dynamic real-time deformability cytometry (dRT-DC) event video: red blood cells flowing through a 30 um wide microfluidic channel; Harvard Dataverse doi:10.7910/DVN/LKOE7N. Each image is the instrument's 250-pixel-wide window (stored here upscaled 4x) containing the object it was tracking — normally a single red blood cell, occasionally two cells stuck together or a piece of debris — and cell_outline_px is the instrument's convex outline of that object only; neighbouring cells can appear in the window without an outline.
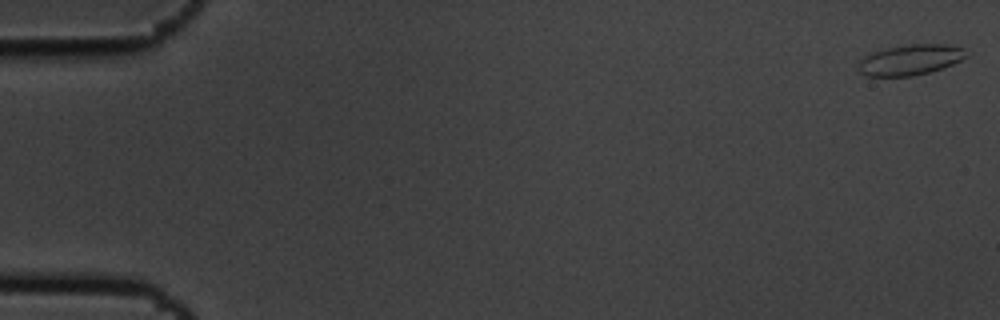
{"species": "common noctule bat (a hibernating species)", "species_latin": "Nyctalus noctula", "temperature_condition": "cold", "stored_images_in_passage": 7, "camera_frame_rate_fps": 3000, "um_per_image_px": 0.085, "animal": {"sex": "male", "body_mass_g": 19.5, "forearm_length_mm": 54.6}, "frame": {"image": 1, "passage_image": 1, "time_ms": 0.0, "image_size_px": [1000, 320], "cell_outline_px": [[968, 56], [952, 64], [928, 72], [912, 76], [868, 76], [860, 72], [856, 68], [856, 64], [860, 60], [872, 52], [888, 48], [912, 44], [944, 44], [964, 48]], "centroid_in_image_um": [77.34, 5.09], "position_along_channel_um": 7.7, "area_um2": 19.02}}
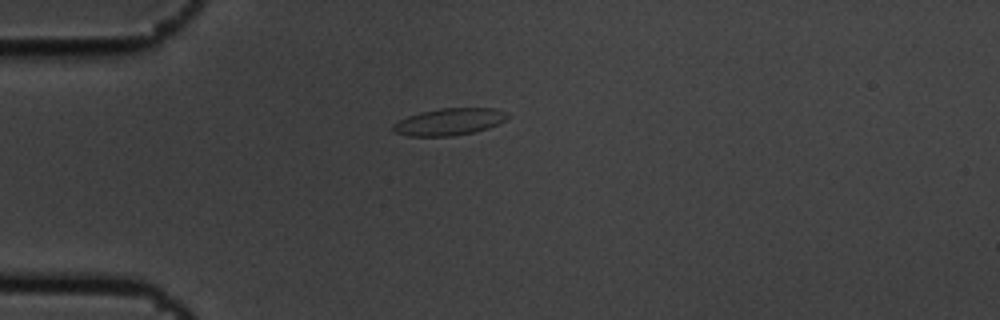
{"frame": {"image": 2, "passage_image": 5, "time_ms": 1.333, "image_size_px": [1000, 320], "cell_outline_px": [[508, 116], [500, 124], [488, 128], [472, 132], [452, 136], [408, 136], [392, 132], [392, 124], [408, 116], [420, 112], [440, 108], [496, 108], [504, 112]], "centroid_in_image_um": [38.15, 10.35], "position_along_channel_um": 46.9, "area_um2": 17.98}}
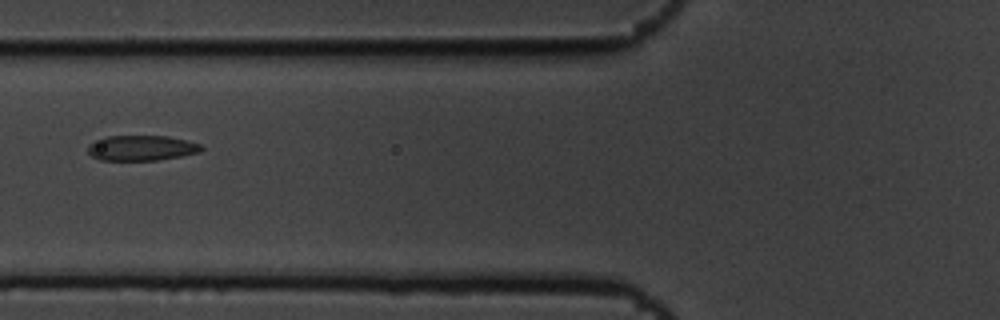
{"frame": {"image": 3, "passage_image": 7, "time_ms": 2.0, "image_size_px": [1000, 320], "cell_outline_px": [[204, 148], [200, 152], [180, 156], [156, 160], [100, 160], [92, 156], [88, 152], [88, 144], [104, 136], [168, 136], [200, 144]], "centroid_in_image_um": [12.0, 12.57], "position_along_channel_um": 113.8, "area_um2": 16.65}}